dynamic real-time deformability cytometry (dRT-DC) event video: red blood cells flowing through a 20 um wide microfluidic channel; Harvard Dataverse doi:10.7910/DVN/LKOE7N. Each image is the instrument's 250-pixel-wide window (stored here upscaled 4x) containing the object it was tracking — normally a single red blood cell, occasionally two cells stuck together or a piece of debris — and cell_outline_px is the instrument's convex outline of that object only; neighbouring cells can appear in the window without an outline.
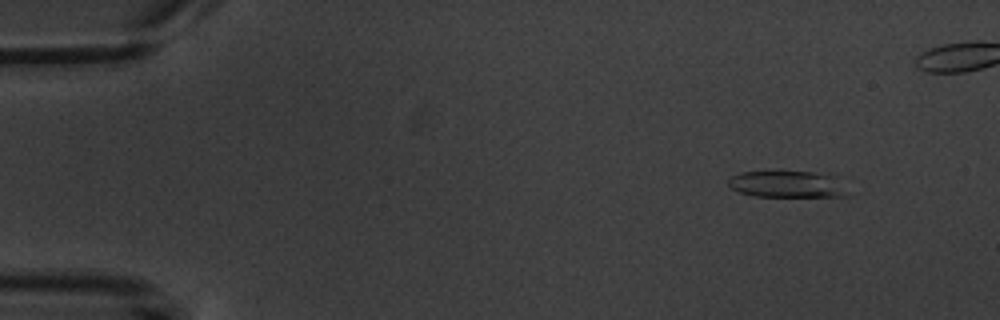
{"species": "common noctule bat (a hibernating species)", "species_latin": "Nyctalus noctula", "temperature_condition": "warm", "stored_images_in_passage": 4, "camera_frame_rate_fps": 3000, "um_per_image_px": 0.085, "animal": {"sex": "male", "body_mass_g": 20.1, "forearm_length_mm": 53.5}, "frame": {"image": 1, "passage_image": 2, "time_ms": 1.0, "image_size_px": [1000, 320], "cell_outline_px": [[848, 196], [752, 196], [736, 192], [728, 184], [728, 180], [732, 176], [740, 172], [828, 172], [836, 176]], "centroid_in_image_um": [66.89, 15.65], "position_along_channel_um": 18.1, "area_um2": 18.5}}